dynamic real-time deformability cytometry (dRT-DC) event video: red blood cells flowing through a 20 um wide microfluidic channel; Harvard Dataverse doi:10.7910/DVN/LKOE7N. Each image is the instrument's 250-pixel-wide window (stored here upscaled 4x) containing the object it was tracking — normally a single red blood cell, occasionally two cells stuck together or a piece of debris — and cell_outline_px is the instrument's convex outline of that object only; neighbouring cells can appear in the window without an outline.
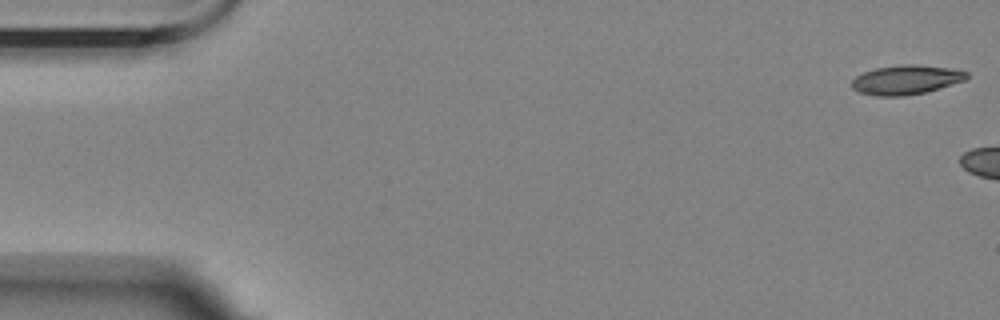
{"species": "Egyptian fruit bat (a non-hibernating species)", "species_latin": "Rousettus aegyptiacus", "temperature_condition": "room temperature", "stored_images_in_passage": 3, "camera_frame_rate_fps": 3000, "um_per_image_px": 0.085, "animal": {"sex": "female"}, "frame": {"image": 1, "passage_image": 1, "time_ms": 0.0, "image_size_px": [1000, 320], "cell_outline_px": [[968, 76], [964, 80], [940, 88], [924, 92], [904, 96], [876, 96], [860, 92], [852, 88], [852, 80], [856, 76], [864, 72], [876, 68], [904, 64], [916, 64], [948, 68], [968, 72]], "centroid_in_image_um": [77.0, 6.78], "position_along_channel_um": 8.0, "area_um2": 19.42}}